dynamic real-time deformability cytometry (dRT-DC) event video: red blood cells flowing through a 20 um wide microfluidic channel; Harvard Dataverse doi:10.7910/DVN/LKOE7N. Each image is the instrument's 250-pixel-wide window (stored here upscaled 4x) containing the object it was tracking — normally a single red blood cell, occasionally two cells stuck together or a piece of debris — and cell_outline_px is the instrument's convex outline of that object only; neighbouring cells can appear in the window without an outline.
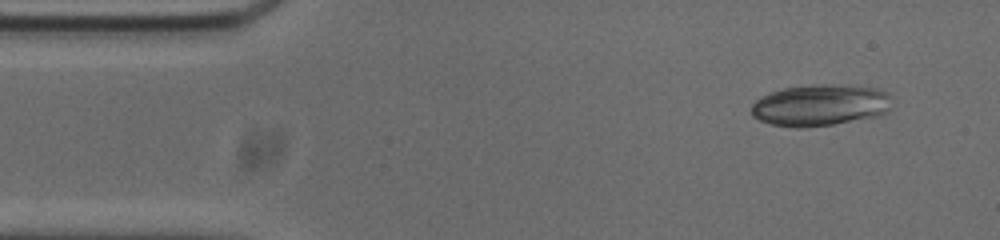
{"species": "common noctule bat (a hibernating species)", "species_latin": "Nyctalus noctula", "temperature_condition": "cold", "stored_images_in_passage": 35, "camera_frame_rate_fps": 3000, "um_per_image_px": 0.085, "animal": {"sex": "male", "body_mass_g": 20.0, "forearm_length_mm": 53.3}, "frame": {"image": 1, "passage_image": 1, "time_ms": 0.0, "image_size_px": [1000, 240], "cell_outline_px": [[892, 96], [888, 108], [884, 112], [876, 116], [832, 124], [804, 128], [792, 128], [768, 124], [752, 116], [752, 104], [756, 100], [772, 92], [784, 88], [812, 84], [824, 84], [876, 88], [888, 92]], "centroid_in_image_um": [69.68, 8.95], "position_along_channel_um": 15.3, "area_um2": 33.81}}
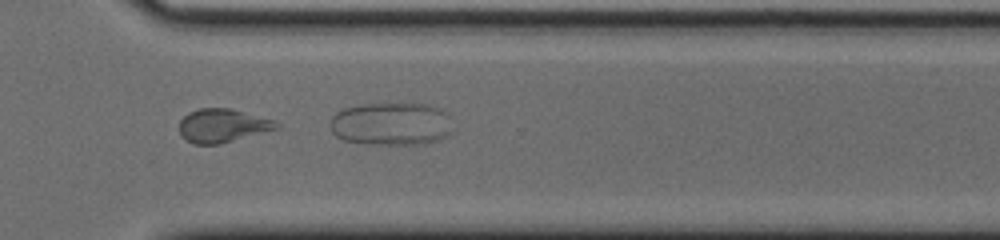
{"frame": {"image": 2, "passage_image": 34, "time_ms": 11.0, "image_size_px": [1000, 240], "cell_outline_px": [[280, 128], [220, 144], [192, 144], [180, 136], [180, 120], [188, 112], [200, 108], [232, 108], [272, 120], [280, 124]], "centroid_in_image_um": [18.89, 10.68], "position_along_channel_um": 351.7, "area_um2": 19.02}}